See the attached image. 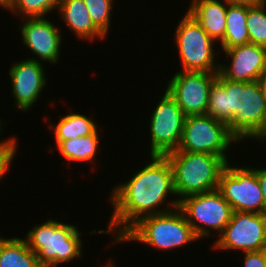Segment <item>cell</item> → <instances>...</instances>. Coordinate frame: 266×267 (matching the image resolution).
<instances>
[{"label":"cell","mask_w":266,"mask_h":267,"mask_svg":"<svg viewBox=\"0 0 266 267\" xmlns=\"http://www.w3.org/2000/svg\"><path fill=\"white\" fill-rule=\"evenodd\" d=\"M150 159L148 164L130 176L131 179L112 187L108 197L113 209L107 223L109 229H94L91 234L115 233L111 241L113 245L142 217L178 208L171 163L166 156L151 155Z\"/></svg>","instance_id":"6da1fadb"},{"label":"cell","mask_w":266,"mask_h":267,"mask_svg":"<svg viewBox=\"0 0 266 267\" xmlns=\"http://www.w3.org/2000/svg\"><path fill=\"white\" fill-rule=\"evenodd\" d=\"M206 114L226 123L231 134L239 142H245L266 126V96L258 80L231 81L218 72Z\"/></svg>","instance_id":"7a4b0ae2"},{"label":"cell","mask_w":266,"mask_h":267,"mask_svg":"<svg viewBox=\"0 0 266 267\" xmlns=\"http://www.w3.org/2000/svg\"><path fill=\"white\" fill-rule=\"evenodd\" d=\"M81 234L78 226L49 218L35 224L24 239L42 267H59L82 257Z\"/></svg>","instance_id":"3957f363"},{"label":"cell","mask_w":266,"mask_h":267,"mask_svg":"<svg viewBox=\"0 0 266 267\" xmlns=\"http://www.w3.org/2000/svg\"><path fill=\"white\" fill-rule=\"evenodd\" d=\"M199 239L179 209L142 217L116 243L127 241L152 246L161 251H173Z\"/></svg>","instance_id":"277c9868"},{"label":"cell","mask_w":266,"mask_h":267,"mask_svg":"<svg viewBox=\"0 0 266 267\" xmlns=\"http://www.w3.org/2000/svg\"><path fill=\"white\" fill-rule=\"evenodd\" d=\"M165 156L172 166L178 201L218 189L220 175L227 164L222 157L207 153L172 151Z\"/></svg>","instance_id":"5b68a950"},{"label":"cell","mask_w":266,"mask_h":267,"mask_svg":"<svg viewBox=\"0 0 266 267\" xmlns=\"http://www.w3.org/2000/svg\"><path fill=\"white\" fill-rule=\"evenodd\" d=\"M175 29L174 44L182 65L179 71L218 73L216 42L187 11ZM215 45V46H214Z\"/></svg>","instance_id":"8992f818"},{"label":"cell","mask_w":266,"mask_h":267,"mask_svg":"<svg viewBox=\"0 0 266 267\" xmlns=\"http://www.w3.org/2000/svg\"><path fill=\"white\" fill-rule=\"evenodd\" d=\"M236 143L239 141L228 130L226 123L208 114L189 115L185 118L182 137L175 151L218 155L228 163L230 146Z\"/></svg>","instance_id":"52a82bcc"},{"label":"cell","mask_w":266,"mask_h":267,"mask_svg":"<svg viewBox=\"0 0 266 267\" xmlns=\"http://www.w3.org/2000/svg\"><path fill=\"white\" fill-rule=\"evenodd\" d=\"M178 208L199 240L210 236L213 238V233L219 237L230 222L233 212L218 189L187 196L179 201Z\"/></svg>","instance_id":"ba28073f"},{"label":"cell","mask_w":266,"mask_h":267,"mask_svg":"<svg viewBox=\"0 0 266 267\" xmlns=\"http://www.w3.org/2000/svg\"><path fill=\"white\" fill-rule=\"evenodd\" d=\"M163 92L149 118L150 156L177 150L186 118L177 102L166 90Z\"/></svg>","instance_id":"9c48e42d"},{"label":"cell","mask_w":266,"mask_h":267,"mask_svg":"<svg viewBox=\"0 0 266 267\" xmlns=\"http://www.w3.org/2000/svg\"><path fill=\"white\" fill-rule=\"evenodd\" d=\"M233 165L226 164L218 190L233 211L263 214V193L256 172L250 166Z\"/></svg>","instance_id":"30bf717a"},{"label":"cell","mask_w":266,"mask_h":267,"mask_svg":"<svg viewBox=\"0 0 266 267\" xmlns=\"http://www.w3.org/2000/svg\"><path fill=\"white\" fill-rule=\"evenodd\" d=\"M212 250L254 252L266 249V214L233 211Z\"/></svg>","instance_id":"8fae6325"},{"label":"cell","mask_w":266,"mask_h":267,"mask_svg":"<svg viewBox=\"0 0 266 267\" xmlns=\"http://www.w3.org/2000/svg\"><path fill=\"white\" fill-rule=\"evenodd\" d=\"M218 73L177 71L165 90L186 115L206 114L209 94Z\"/></svg>","instance_id":"7c38bea8"},{"label":"cell","mask_w":266,"mask_h":267,"mask_svg":"<svg viewBox=\"0 0 266 267\" xmlns=\"http://www.w3.org/2000/svg\"><path fill=\"white\" fill-rule=\"evenodd\" d=\"M23 20V22H22ZM18 30L24 47L35 55L27 59L43 61L51 64H59L61 56V47L63 45L62 32L58 24L50 21L49 17L23 18ZM61 33V34H60ZM38 56V57H37Z\"/></svg>","instance_id":"4fadbf2b"},{"label":"cell","mask_w":266,"mask_h":267,"mask_svg":"<svg viewBox=\"0 0 266 267\" xmlns=\"http://www.w3.org/2000/svg\"><path fill=\"white\" fill-rule=\"evenodd\" d=\"M43 62L24 59L13 62L9 72L11 93L14 99V108L23 112L31 111L42 96V90L47 86Z\"/></svg>","instance_id":"5bb4252c"},{"label":"cell","mask_w":266,"mask_h":267,"mask_svg":"<svg viewBox=\"0 0 266 267\" xmlns=\"http://www.w3.org/2000/svg\"><path fill=\"white\" fill-rule=\"evenodd\" d=\"M223 55L228 64L220 63L219 73L226 79L239 82L257 81L266 67V47L247 43L226 49Z\"/></svg>","instance_id":"9a60e30c"},{"label":"cell","mask_w":266,"mask_h":267,"mask_svg":"<svg viewBox=\"0 0 266 267\" xmlns=\"http://www.w3.org/2000/svg\"><path fill=\"white\" fill-rule=\"evenodd\" d=\"M60 19L81 41L105 40L107 37L94 25L83 0H61L57 9Z\"/></svg>","instance_id":"2e32d148"},{"label":"cell","mask_w":266,"mask_h":267,"mask_svg":"<svg viewBox=\"0 0 266 267\" xmlns=\"http://www.w3.org/2000/svg\"><path fill=\"white\" fill-rule=\"evenodd\" d=\"M187 12L219 44L226 31L227 2L224 0H191Z\"/></svg>","instance_id":"e0dca14e"},{"label":"cell","mask_w":266,"mask_h":267,"mask_svg":"<svg viewBox=\"0 0 266 267\" xmlns=\"http://www.w3.org/2000/svg\"><path fill=\"white\" fill-rule=\"evenodd\" d=\"M92 117H88L79 112H69L60 116V120L56 124L49 122L48 128L54 135L55 145L61 141L75 139L77 137L88 136L94 133L99 126L93 121Z\"/></svg>","instance_id":"ac0fdd59"},{"label":"cell","mask_w":266,"mask_h":267,"mask_svg":"<svg viewBox=\"0 0 266 267\" xmlns=\"http://www.w3.org/2000/svg\"><path fill=\"white\" fill-rule=\"evenodd\" d=\"M100 133L99 128L88 136L77 137L75 139H69L61 141L55 148L58 150L59 155L63 157L67 164L75 162H96V155L99 152L100 145ZM98 151V152H97Z\"/></svg>","instance_id":"d6986e66"},{"label":"cell","mask_w":266,"mask_h":267,"mask_svg":"<svg viewBox=\"0 0 266 267\" xmlns=\"http://www.w3.org/2000/svg\"><path fill=\"white\" fill-rule=\"evenodd\" d=\"M0 267H42L25 239L0 236Z\"/></svg>","instance_id":"ffe728a7"},{"label":"cell","mask_w":266,"mask_h":267,"mask_svg":"<svg viewBox=\"0 0 266 267\" xmlns=\"http://www.w3.org/2000/svg\"><path fill=\"white\" fill-rule=\"evenodd\" d=\"M247 6L227 3L226 31L223 40L218 44L224 51L238 45L249 43L246 26Z\"/></svg>","instance_id":"44dd1931"},{"label":"cell","mask_w":266,"mask_h":267,"mask_svg":"<svg viewBox=\"0 0 266 267\" xmlns=\"http://www.w3.org/2000/svg\"><path fill=\"white\" fill-rule=\"evenodd\" d=\"M61 0H12L9 12L22 18L48 17L54 13L60 5Z\"/></svg>","instance_id":"7402d4cb"},{"label":"cell","mask_w":266,"mask_h":267,"mask_svg":"<svg viewBox=\"0 0 266 267\" xmlns=\"http://www.w3.org/2000/svg\"><path fill=\"white\" fill-rule=\"evenodd\" d=\"M246 26L249 43L266 47V2L247 6Z\"/></svg>","instance_id":"603a6c76"},{"label":"cell","mask_w":266,"mask_h":267,"mask_svg":"<svg viewBox=\"0 0 266 267\" xmlns=\"http://www.w3.org/2000/svg\"><path fill=\"white\" fill-rule=\"evenodd\" d=\"M88 8L94 25L105 35L108 39L109 29L111 28V16L113 15V1L114 0H83Z\"/></svg>","instance_id":"cb8c5ba5"},{"label":"cell","mask_w":266,"mask_h":267,"mask_svg":"<svg viewBox=\"0 0 266 267\" xmlns=\"http://www.w3.org/2000/svg\"><path fill=\"white\" fill-rule=\"evenodd\" d=\"M0 181L9 172L12 162L17 156V147L19 146L18 139L15 136H10L0 140Z\"/></svg>","instance_id":"d4e9b609"},{"label":"cell","mask_w":266,"mask_h":267,"mask_svg":"<svg viewBox=\"0 0 266 267\" xmlns=\"http://www.w3.org/2000/svg\"><path fill=\"white\" fill-rule=\"evenodd\" d=\"M244 267H266V251L245 252Z\"/></svg>","instance_id":"484cf974"},{"label":"cell","mask_w":266,"mask_h":267,"mask_svg":"<svg viewBox=\"0 0 266 267\" xmlns=\"http://www.w3.org/2000/svg\"><path fill=\"white\" fill-rule=\"evenodd\" d=\"M252 169L256 172L257 179L259 181L262 193H263V214H266V168H253Z\"/></svg>","instance_id":"4316f807"},{"label":"cell","mask_w":266,"mask_h":267,"mask_svg":"<svg viewBox=\"0 0 266 267\" xmlns=\"http://www.w3.org/2000/svg\"><path fill=\"white\" fill-rule=\"evenodd\" d=\"M228 4L255 6L264 3L266 0H224Z\"/></svg>","instance_id":"83f0119b"},{"label":"cell","mask_w":266,"mask_h":267,"mask_svg":"<svg viewBox=\"0 0 266 267\" xmlns=\"http://www.w3.org/2000/svg\"><path fill=\"white\" fill-rule=\"evenodd\" d=\"M259 141L261 144L263 142V146L266 143V126L264 128H262L253 138V140Z\"/></svg>","instance_id":"f1b7e54d"},{"label":"cell","mask_w":266,"mask_h":267,"mask_svg":"<svg viewBox=\"0 0 266 267\" xmlns=\"http://www.w3.org/2000/svg\"><path fill=\"white\" fill-rule=\"evenodd\" d=\"M258 81H259V84H260V87H261L263 93H264L265 96H266V67H265V69L261 72V75H260Z\"/></svg>","instance_id":"f546056e"},{"label":"cell","mask_w":266,"mask_h":267,"mask_svg":"<svg viewBox=\"0 0 266 267\" xmlns=\"http://www.w3.org/2000/svg\"><path fill=\"white\" fill-rule=\"evenodd\" d=\"M10 3L7 0H0V7L8 11Z\"/></svg>","instance_id":"4dcf8cb0"},{"label":"cell","mask_w":266,"mask_h":267,"mask_svg":"<svg viewBox=\"0 0 266 267\" xmlns=\"http://www.w3.org/2000/svg\"><path fill=\"white\" fill-rule=\"evenodd\" d=\"M112 259H110L108 262L106 261V265H101L100 267H117V265L115 266V264H113L114 262L111 261Z\"/></svg>","instance_id":"1f68e13d"},{"label":"cell","mask_w":266,"mask_h":267,"mask_svg":"<svg viewBox=\"0 0 266 267\" xmlns=\"http://www.w3.org/2000/svg\"><path fill=\"white\" fill-rule=\"evenodd\" d=\"M4 125L6 126L7 123H5L4 120H1V119H0V135L2 134V130L4 129V128H3Z\"/></svg>","instance_id":"d6a6232c"}]
</instances>
